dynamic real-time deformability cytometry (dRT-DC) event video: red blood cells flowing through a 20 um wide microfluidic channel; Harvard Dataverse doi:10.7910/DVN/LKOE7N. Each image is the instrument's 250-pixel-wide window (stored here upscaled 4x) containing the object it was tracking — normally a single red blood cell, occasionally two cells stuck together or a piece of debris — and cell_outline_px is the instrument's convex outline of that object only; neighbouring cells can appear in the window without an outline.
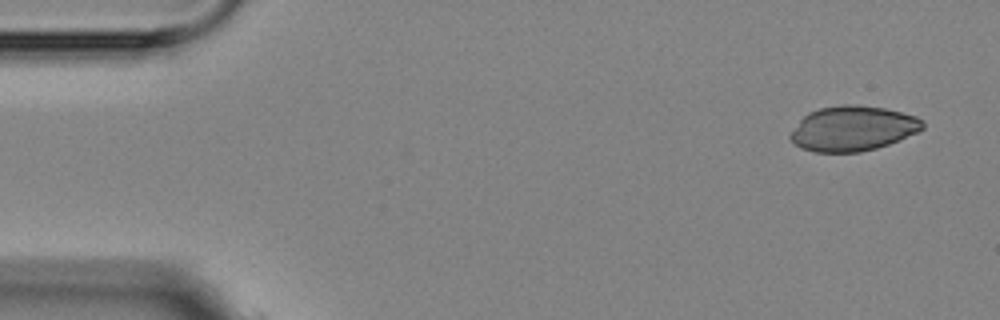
{"species": "Egyptian fruit bat (a non-hibernating species)", "species_latin": "Rousettus aegyptiacus", "temperature_condition": "room temperature", "stored_images_in_passage": 9, "camera_frame_rate_fps": 3000, "um_per_image_px": 0.085, "animal": {"sex": "female"}, "frame": {"image": 1, "passage_image": 1, "time_ms": 0.0, "image_size_px": [1000, 320], "cell_outline_px": [[924, 128], [916, 132], [888, 144], [876, 148], [860, 152], [816, 152], [800, 148], [788, 136], [800, 120], [808, 112], [820, 108], [840, 104], [856, 104], [884, 108], [916, 116], [924, 120]], "centroid_in_image_um": [72.47, 10.91], "position_along_channel_um": 12.5, "area_um2": 34.56}}